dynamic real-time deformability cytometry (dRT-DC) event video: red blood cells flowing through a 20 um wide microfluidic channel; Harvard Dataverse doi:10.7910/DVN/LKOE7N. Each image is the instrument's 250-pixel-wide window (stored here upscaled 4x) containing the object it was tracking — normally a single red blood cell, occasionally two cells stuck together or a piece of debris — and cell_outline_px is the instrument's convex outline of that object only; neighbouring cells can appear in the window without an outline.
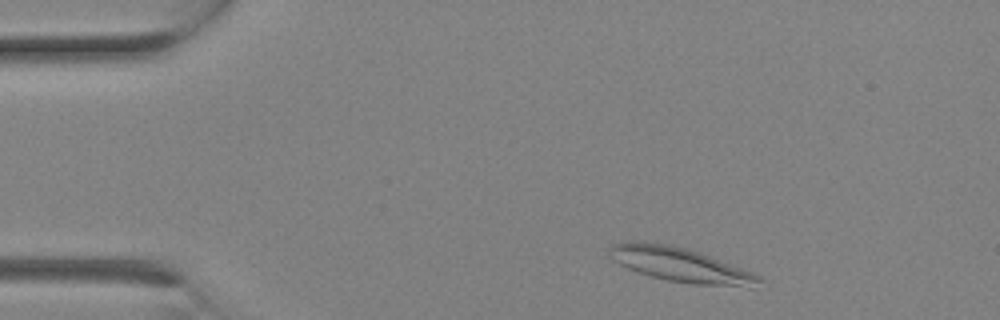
{"species": "Egyptian fruit bat (a non-hibernating species)", "species_latin": "Rousettus aegyptiacus", "temperature_condition": "room temperature", "stored_images_in_passage": 3, "camera_frame_rate_fps": 3000, "um_per_image_px": 0.085, "animal": {"sex": "female"}, "frame": {"image": 1, "passage_image": 1, "time_ms": 0.0, "image_size_px": [1000, 320], "cell_outline_px": [[764, 280], [752, 288], [748, 288], [692, 284], [668, 280], [652, 276], [628, 268], [612, 260], [608, 256], [608, 248], [612, 244], [632, 240], [644, 240], [668, 244], [688, 248], [700, 252], [752, 272], [760, 276]], "centroid_in_image_um": [57.83, 22.49], "position_along_channel_um": 27.2, "area_um2": 30.46}}